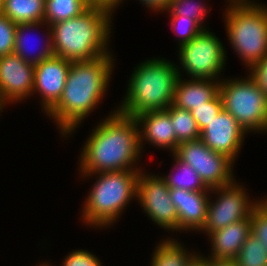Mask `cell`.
Returning a JSON list of instances; mask_svg holds the SVG:
<instances>
[{
	"instance_id": "2e32d148",
	"label": "cell",
	"mask_w": 267,
	"mask_h": 266,
	"mask_svg": "<svg viewBox=\"0 0 267 266\" xmlns=\"http://www.w3.org/2000/svg\"><path fill=\"white\" fill-rule=\"evenodd\" d=\"M136 120L141 130L139 131L141 152L144 149V141H148L155 147L169 149L172 154L176 151L179 144L176 141L170 113L167 110L146 112L137 116Z\"/></svg>"
},
{
	"instance_id": "3957f363",
	"label": "cell",
	"mask_w": 267,
	"mask_h": 266,
	"mask_svg": "<svg viewBox=\"0 0 267 266\" xmlns=\"http://www.w3.org/2000/svg\"><path fill=\"white\" fill-rule=\"evenodd\" d=\"M113 10L92 5L78 17L50 25L54 55L80 62L109 54Z\"/></svg>"
},
{
	"instance_id": "44dd1931",
	"label": "cell",
	"mask_w": 267,
	"mask_h": 266,
	"mask_svg": "<svg viewBox=\"0 0 267 266\" xmlns=\"http://www.w3.org/2000/svg\"><path fill=\"white\" fill-rule=\"evenodd\" d=\"M182 245L171 237L162 240L152 254L150 266H186L195 254Z\"/></svg>"
},
{
	"instance_id": "ab89813d",
	"label": "cell",
	"mask_w": 267,
	"mask_h": 266,
	"mask_svg": "<svg viewBox=\"0 0 267 266\" xmlns=\"http://www.w3.org/2000/svg\"><path fill=\"white\" fill-rule=\"evenodd\" d=\"M262 200L267 204V196L266 199L262 198Z\"/></svg>"
},
{
	"instance_id": "9a60e30c",
	"label": "cell",
	"mask_w": 267,
	"mask_h": 266,
	"mask_svg": "<svg viewBox=\"0 0 267 266\" xmlns=\"http://www.w3.org/2000/svg\"><path fill=\"white\" fill-rule=\"evenodd\" d=\"M210 191L170 189V198L178 214V231H200L205 224Z\"/></svg>"
},
{
	"instance_id": "ffe728a7",
	"label": "cell",
	"mask_w": 267,
	"mask_h": 266,
	"mask_svg": "<svg viewBox=\"0 0 267 266\" xmlns=\"http://www.w3.org/2000/svg\"><path fill=\"white\" fill-rule=\"evenodd\" d=\"M46 0H3L2 13L15 24L44 21Z\"/></svg>"
},
{
	"instance_id": "7402d4cb",
	"label": "cell",
	"mask_w": 267,
	"mask_h": 266,
	"mask_svg": "<svg viewBox=\"0 0 267 266\" xmlns=\"http://www.w3.org/2000/svg\"><path fill=\"white\" fill-rule=\"evenodd\" d=\"M91 6L90 0H46L44 22L50 26L78 17Z\"/></svg>"
},
{
	"instance_id": "1f68e13d",
	"label": "cell",
	"mask_w": 267,
	"mask_h": 266,
	"mask_svg": "<svg viewBox=\"0 0 267 266\" xmlns=\"http://www.w3.org/2000/svg\"><path fill=\"white\" fill-rule=\"evenodd\" d=\"M249 74L254 78L267 97V56L261 62L255 64L249 70Z\"/></svg>"
},
{
	"instance_id": "836d02e7",
	"label": "cell",
	"mask_w": 267,
	"mask_h": 266,
	"mask_svg": "<svg viewBox=\"0 0 267 266\" xmlns=\"http://www.w3.org/2000/svg\"><path fill=\"white\" fill-rule=\"evenodd\" d=\"M206 258V266H238L235 259H214Z\"/></svg>"
},
{
	"instance_id": "60d3db41",
	"label": "cell",
	"mask_w": 267,
	"mask_h": 266,
	"mask_svg": "<svg viewBox=\"0 0 267 266\" xmlns=\"http://www.w3.org/2000/svg\"><path fill=\"white\" fill-rule=\"evenodd\" d=\"M39 266H46V265H45V262H44V263H42V264H40Z\"/></svg>"
},
{
	"instance_id": "ba28073f",
	"label": "cell",
	"mask_w": 267,
	"mask_h": 266,
	"mask_svg": "<svg viewBox=\"0 0 267 266\" xmlns=\"http://www.w3.org/2000/svg\"><path fill=\"white\" fill-rule=\"evenodd\" d=\"M178 51L182 71H186L190 79L221 81L219 76L227 56L223 43L213 32L203 29L190 42L180 46Z\"/></svg>"
},
{
	"instance_id": "8d00e7d4",
	"label": "cell",
	"mask_w": 267,
	"mask_h": 266,
	"mask_svg": "<svg viewBox=\"0 0 267 266\" xmlns=\"http://www.w3.org/2000/svg\"><path fill=\"white\" fill-rule=\"evenodd\" d=\"M229 4H239V3H253L251 0H228Z\"/></svg>"
},
{
	"instance_id": "74e56055",
	"label": "cell",
	"mask_w": 267,
	"mask_h": 266,
	"mask_svg": "<svg viewBox=\"0 0 267 266\" xmlns=\"http://www.w3.org/2000/svg\"><path fill=\"white\" fill-rule=\"evenodd\" d=\"M5 101L2 99V97L0 96V113L2 112V108L5 106Z\"/></svg>"
},
{
	"instance_id": "e0dca14e",
	"label": "cell",
	"mask_w": 267,
	"mask_h": 266,
	"mask_svg": "<svg viewBox=\"0 0 267 266\" xmlns=\"http://www.w3.org/2000/svg\"><path fill=\"white\" fill-rule=\"evenodd\" d=\"M251 233V219L234 222L207 235L211 240V256L214 259H235Z\"/></svg>"
},
{
	"instance_id": "f546056e",
	"label": "cell",
	"mask_w": 267,
	"mask_h": 266,
	"mask_svg": "<svg viewBox=\"0 0 267 266\" xmlns=\"http://www.w3.org/2000/svg\"><path fill=\"white\" fill-rule=\"evenodd\" d=\"M16 26L17 24L3 13L0 14V56L13 53Z\"/></svg>"
},
{
	"instance_id": "4dcf8cb0",
	"label": "cell",
	"mask_w": 267,
	"mask_h": 266,
	"mask_svg": "<svg viewBox=\"0 0 267 266\" xmlns=\"http://www.w3.org/2000/svg\"><path fill=\"white\" fill-rule=\"evenodd\" d=\"M51 266L50 264H45ZM62 266H102L101 261L96 255L92 254L88 250H73L66 258H64Z\"/></svg>"
},
{
	"instance_id": "d6a6232c",
	"label": "cell",
	"mask_w": 267,
	"mask_h": 266,
	"mask_svg": "<svg viewBox=\"0 0 267 266\" xmlns=\"http://www.w3.org/2000/svg\"><path fill=\"white\" fill-rule=\"evenodd\" d=\"M142 5H145L146 8H150V10H154L155 12H164L171 0H139ZM164 10V11H163Z\"/></svg>"
},
{
	"instance_id": "52a82bcc",
	"label": "cell",
	"mask_w": 267,
	"mask_h": 266,
	"mask_svg": "<svg viewBox=\"0 0 267 266\" xmlns=\"http://www.w3.org/2000/svg\"><path fill=\"white\" fill-rule=\"evenodd\" d=\"M223 109L230 113L246 133L267 132V97L254 78L223 79L219 84Z\"/></svg>"
},
{
	"instance_id": "d6986e66",
	"label": "cell",
	"mask_w": 267,
	"mask_h": 266,
	"mask_svg": "<svg viewBox=\"0 0 267 266\" xmlns=\"http://www.w3.org/2000/svg\"><path fill=\"white\" fill-rule=\"evenodd\" d=\"M46 25V30L48 31L46 34V39L44 46L41 47V50L39 52H35L33 56L30 53L28 47V41H27V34L29 31H33L37 29L39 26ZM48 24H46L44 21L42 22H35V23H26V24H17L15 29V45H14V51L13 53L17 54L22 60H24L27 63L36 65L40 63L41 61L48 59L52 56H54V49H53V42H52V31L51 27ZM28 43V44H27ZM39 49V48H38ZM30 51V52H29ZM33 52V51H32Z\"/></svg>"
},
{
	"instance_id": "8992f818",
	"label": "cell",
	"mask_w": 267,
	"mask_h": 266,
	"mask_svg": "<svg viewBox=\"0 0 267 266\" xmlns=\"http://www.w3.org/2000/svg\"><path fill=\"white\" fill-rule=\"evenodd\" d=\"M227 37L234 52L250 70L267 56V7L263 4H228Z\"/></svg>"
},
{
	"instance_id": "30bf717a",
	"label": "cell",
	"mask_w": 267,
	"mask_h": 266,
	"mask_svg": "<svg viewBox=\"0 0 267 266\" xmlns=\"http://www.w3.org/2000/svg\"><path fill=\"white\" fill-rule=\"evenodd\" d=\"M246 191L236 180L229 185L211 189L210 192L218 197L213 201H211V196L209 198L206 220L204 227L200 230L201 233L209 235L211 232L251 216L260 201H249Z\"/></svg>"
},
{
	"instance_id": "f1b7e54d",
	"label": "cell",
	"mask_w": 267,
	"mask_h": 266,
	"mask_svg": "<svg viewBox=\"0 0 267 266\" xmlns=\"http://www.w3.org/2000/svg\"><path fill=\"white\" fill-rule=\"evenodd\" d=\"M251 233L259 238L267 248V204L260 199L250 216Z\"/></svg>"
},
{
	"instance_id": "d590c367",
	"label": "cell",
	"mask_w": 267,
	"mask_h": 266,
	"mask_svg": "<svg viewBox=\"0 0 267 266\" xmlns=\"http://www.w3.org/2000/svg\"><path fill=\"white\" fill-rule=\"evenodd\" d=\"M186 266H206V258L195 253V255L188 261Z\"/></svg>"
},
{
	"instance_id": "277c9868",
	"label": "cell",
	"mask_w": 267,
	"mask_h": 266,
	"mask_svg": "<svg viewBox=\"0 0 267 266\" xmlns=\"http://www.w3.org/2000/svg\"><path fill=\"white\" fill-rule=\"evenodd\" d=\"M178 66L159 57L137 65L127 83L125 99L116 110L136 118L146 112L169 108L173 104L177 81L183 76Z\"/></svg>"
},
{
	"instance_id": "603a6c76",
	"label": "cell",
	"mask_w": 267,
	"mask_h": 266,
	"mask_svg": "<svg viewBox=\"0 0 267 266\" xmlns=\"http://www.w3.org/2000/svg\"><path fill=\"white\" fill-rule=\"evenodd\" d=\"M172 156L174 157L173 159L175 161V165H173V171L178 170L179 173L176 172L173 174L172 171V173L162 177L170 189L178 188L189 191L211 190L204 185L197 172L190 165L180 161L174 154Z\"/></svg>"
},
{
	"instance_id": "f35d334b",
	"label": "cell",
	"mask_w": 267,
	"mask_h": 266,
	"mask_svg": "<svg viewBox=\"0 0 267 266\" xmlns=\"http://www.w3.org/2000/svg\"><path fill=\"white\" fill-rule=\"evenodd\" d=\"M0 14H2V2L0 1Z\"/></svg>"
},
{
	"instance_id": "7a4b0ae2",
	"label": "cell",
	"mask_w": 267,
	"mask_h": 266,
	"mask_svg": "<svg viewBox=\"0 0 267 266\" xmlns=\"http://www.w3.org/2000/svg\"><path fill=\"white\" fill-rule=\"evenodd\" d=\"M112 55L71 63L63 94L47 113L65 138L103 101L115 66Z\"/></svg>"
},
{
	"instance_id": "cb8c5ba5",
	"label": "cell",
	"mask_w": 267,
	"mask_h": 266,
	"mask_svg": "<svg viewBox=\"0 0 267 266\" xmlns=\"http://www.w3.org/2000/svg\"><path fill=\"white\" fill-rule=\"evenodd\" d=\"M166 110L170 113L178 144L200 138V130L190 111L178 108L173 104Z\"/></svg>"
},
{
	"instance_id": "6da1fadb",
	"label": "cell",
	"mask_w": 267,
	"mask_h": 266,
	"mask_svg": "<svg viewBox=\"0 0 267 266\" xmlns=\"http://www.w3.org/2000/svg\"><path fill=\"white\" fill-rule=\"evenodd\" d=\"M107 117L92 129L83 145L79 158L82 179L93 173L142 171L141 167L135 166L142 156L136 118L117 110L111 111Z\"/></svg>"
},
{
	"instance_id": "8fae6325",
	"label": "cell",
	"mask_w": 267,
	"mask_h": 266,
	"mask_svg": "<svg viewBox=\"0 0 267 266\" xmlns=\"http://www.w3.org/2000/svg\"><path fill=\"white\" fill-rule=\"evenodd\" d=\"M140 171L137 196L142 209L152 222L168 231H178V214L170 198V188L162 176Z\"/></svg>"
},
{
	"instance_id": "d4e9b609",
	"label": "cell",
	"mask_w": 267,
	"mask_h": 266,
	"mask_svg": "<svg viewBox=\"0 0 267 266\" xmlns=\"http://www.w3.org/2000/svg\"><path fill=\"white\" fill-rule=\"evenodd\" d=\"M235 262L238 266H267V248L259 238L250 233Z\"/></svg>"
},
{
	"instance_id": "9c48e42d",
	"label": "cell",
	"mask_w": 267,
	"mask_h": 266,
	"mask_svg": "<svg viewBox=\"0 0 267 266\" xmlns=\"http://www.w3.org/2000/svg\"><path fill=\"white\" fill-rule=\"evenodd\" d=\"M173 154L190 165L209 189L226 186L236 180L232 173L234 161L225 154L212 151L200 138L179 144Z\"/></svg>"
},
{
	"instance_id": "83f0119b",
	"label": "cell",
	"mask_w": 267,
	"mask_h": 266,
	"mask_svg": "<svg viewBox=\"0 0 267 266\" xmlns=\"http://www.w3.org/2000/svg\"><path fill=\"white\" fill-rule=\"evenodd\" d=\"M171 19V27L179 36L180 42L177 46H182L190 42L203 28L193 19L184 16H169Z\"/></svg>"
},
{
	"instance_id": "484cf974",
	"label": "cell",
	"mask_w": 267,
	"mask_h": 266,
	"mask_svg": "<svg viewBox=\"0 0 267 266\" xmlns=\"http://www.w3.org/2000/svg\"><path fill=\"white\" fill-rule=\"evenodd\" d=\"M200 2V3H199ZM171 0L168 8L165 10L166 13H170V16H184L195 20L203 29L205 27L204 19H206V13L210 12L209 8L205 4L201 3L202 0Z\"/></svg>"
},
{
	"instance_id": "7c38bea8",
	"label": "cell",
	"mask_w": 267,
	"mask_h": 266,
	"mask_svg": "<svg viewBox=\"0 0 267 266\" xmlns=\"http://www.w3.org/2000/svg\"><path fill=\"white\" fill-rule=\"evenodd\" d=\"M34 65L17 54L0 56V96L6 102H21L33 96Z\"/></svg>"
},
{
	"instance_id": "4316f807",
	"label": "cell",
	"mask_w": 267,
	"mask_h": 266,
	"mask_svg": "<svg viewBox=\"0 0 267 266\" xmlns=\"http://www.w3.org/2000/svg\"><path fill=\"white\" fill-rule=\"evenodd\" d=\"M222 109V98L218 92L210 101L205 103V105L196 107V109L191 110L190 113L196 120L197 126L201 131L216 118Z\"/></svg>"
},
{
	"instance_id": "5b68a950",
	"label": "cell",
	"mask_w": 267,
	"mask_h": 266,
	"mask_svg": "<svg viewBox=\"0 0 267 266\" xmlns=\"http://www.w3.org/2000/svg\"><path fill=\"white\" fill-rule=\"evenodd\" d=\"M139 173L140 171L93 173L98 176L81 210L84 223L92 228L113 225L130 200L137 196Z\"/></svg>"
},
{
	"instance_id": "5bb4252c",
	"label": "cell",
	"mask_w": 267,
	"mask_h": 266,
	"mask_svg": "<svg viewBox=\"0 0 267 266\" xmlns=\"http://www.w3.org/2000/svg\"><path fill=\"white\" fill-rule=\"evenodd\" d=\"M247 133L235 118L224 109L200 131V139L212 151L222 153L234 162Z\"/></svg>"
},
{
	"instance_id": "ac0fdd59",
	"label": "cell",
	"mask_w": 267,
	"mask_h": 266,
	"mask_svg": "<svg viewBox=\"0 0 267 266\" xmlns=\"http://www.w3.org/2000/svg\"><path fill=\"white\" fill-rule=\"evenodd\" d=\"M220 81L211 79H189L186 80L179 77L175 93L173 105L191 111L205 105L219 92Z\"/></svg>"
},
{
	"instance_id": "e575fe53",
	"label": "cell",
	"mask_w": 267,
	"mask_h": 266,
	"mask_svg": "<svg viewBox=\"0 0 267 266\" xmlns=\"http://www.w3.org/2000/svg\"><path fill=\"white\" fill-rule=\"evenodd\" d=\"M124 0H90L92 5H101L106 8H110L115 12V8L117 6H120V3H122Z\"/></svg>"
},
{
	"instance_id": "4fadbf2b",
	"label": "cell",
	"mask_w": 267,
	"mask_h": 266,
	"mask_svg": "<svg viewBox=\"0 0 267 266\" xmlns=\"http://www.w3.org/2000/svg\"><path fill=\"white\" fill-rule=\"evenodd\" d=\"M70 66V61L55 55L34 65L33 94H40L41 107L45 114L61 98Z\"/></svg>"
}]
</instances>
